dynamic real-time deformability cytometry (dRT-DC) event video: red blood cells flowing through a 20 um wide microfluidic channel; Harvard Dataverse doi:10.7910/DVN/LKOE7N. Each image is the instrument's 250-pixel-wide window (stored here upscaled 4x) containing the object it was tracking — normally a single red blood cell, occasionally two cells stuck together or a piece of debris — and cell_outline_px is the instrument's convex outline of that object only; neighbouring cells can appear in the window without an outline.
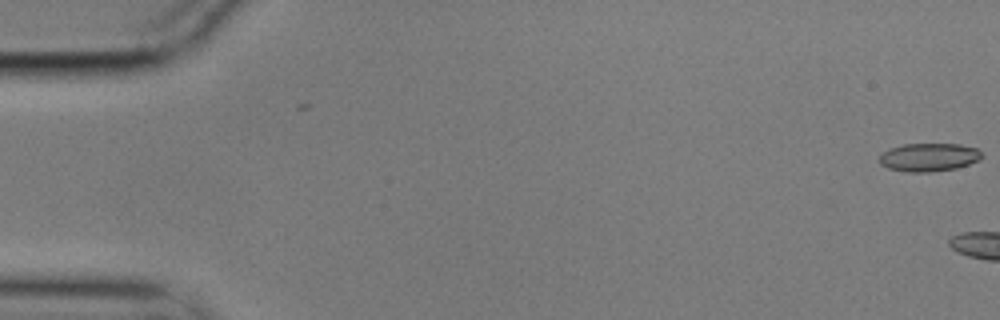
{"species": "common noctule bat (a hibernating species)", "species_latin": "Nyctalus noctula", "temperature_condition": "cold", "stored_images_in_passage": 5, "camera_frame_rate_fps": 3000, "um_per_image_px": 0.085, "animal": {"sex": "male", "body_mass_g": 17.9}, "frame": {"image": 1, "passage_image": 1, "time_ms": 0.0, "image_size_px": [1000, 320], "cell_outline_px": [[984, 156], [980, 160], [956, 168], [932, 172], [904, 172], [888, 168], [880, 164], [880, 156], [884, 152], [892, 148], [904, 144], [960, 144], [976, 148]], "centroid_in_image_um": [78.98, 13.37], "position_along_channel_um": 6.0, "area_um2": 16.82}}